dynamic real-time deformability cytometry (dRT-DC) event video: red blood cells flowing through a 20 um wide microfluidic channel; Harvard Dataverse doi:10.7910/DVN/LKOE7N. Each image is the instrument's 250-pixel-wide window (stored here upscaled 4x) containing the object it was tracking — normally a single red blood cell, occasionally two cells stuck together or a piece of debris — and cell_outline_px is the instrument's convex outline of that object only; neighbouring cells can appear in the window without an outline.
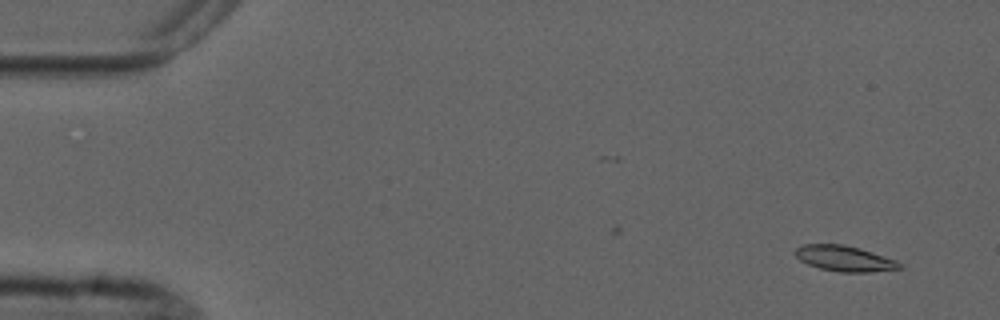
{"species": "common noctule bat (a hibernating species)", "species_latin": "Nyctalus noctula", "temperature_condition": "cold", "stored_images_in_passage": 7, "camera_frame_rate_fps": 3000, "um_per_image_px": 0.085, "animal": {"sex": "male", "forearm_length_mm": 52.5}, "frame": {"image": 1, "passage_image": 2, "time_ms": 1.0, "image_size_px": [1000, 320], "cell_outline_px": [[904, 268], [868, 272], [840, 272], [820, 268], [808, 264], [800, 260], [792, 252], [796, 248], [804, 244], [844, 244], [860, 248], [896, 260], [904, 264]], "centroid_in_image_um": [71.79, 21.97], "position_along_channel_um": 13.2, "area_um2": 15.66}}
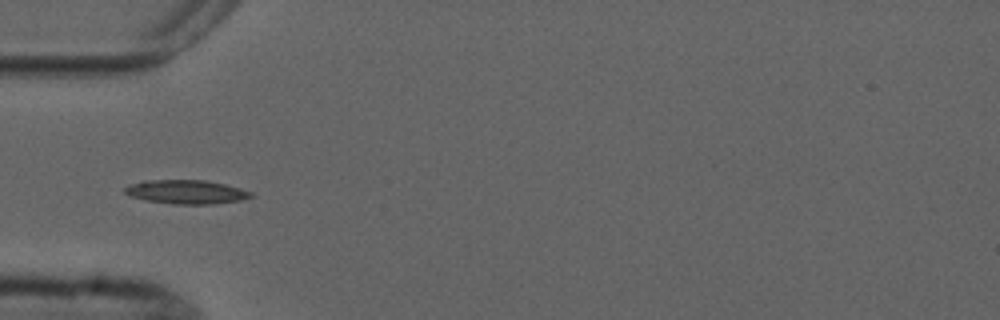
{"frame": {"image": 2, "passage_image": 6, "time_ms": 5.667, "image_size_px": [1000, 320], "cell_outline_px": [[256, 196], [240, 200], [216, 204], [172, 204], [144, 200], [128, 196], [124, 192], [124, 188], [132, 184], [144, 180], [204, 180], [224, 184], [240, 188], [252, 192]], "centroid_in_image_um": [15.84, 16.32], "position_along_channel_um": 69.2, "area_um2": 17.69}}
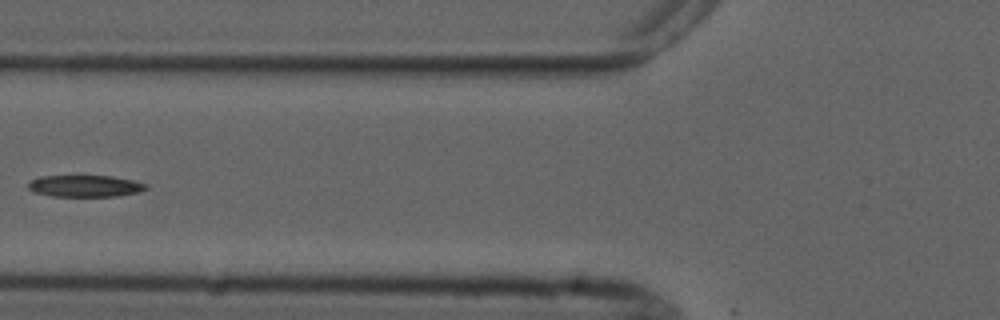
{"frame": {"image": 3, "passage_image": 7, "time_ms": 7.0, "image_size_px": [1000, 320], "cell_outline_px": [[148, 188], [140, 192], [116, 196], [52, 196], [32, 192], [28, 188], [28, 184], [32, 180], [40, 176], [112, 176], [132, 180], [148, 184]], "centroid_in_image_um": [7.24, 15.81], "position_along_channel_um": 118.6, "area_um2": 14.91}}